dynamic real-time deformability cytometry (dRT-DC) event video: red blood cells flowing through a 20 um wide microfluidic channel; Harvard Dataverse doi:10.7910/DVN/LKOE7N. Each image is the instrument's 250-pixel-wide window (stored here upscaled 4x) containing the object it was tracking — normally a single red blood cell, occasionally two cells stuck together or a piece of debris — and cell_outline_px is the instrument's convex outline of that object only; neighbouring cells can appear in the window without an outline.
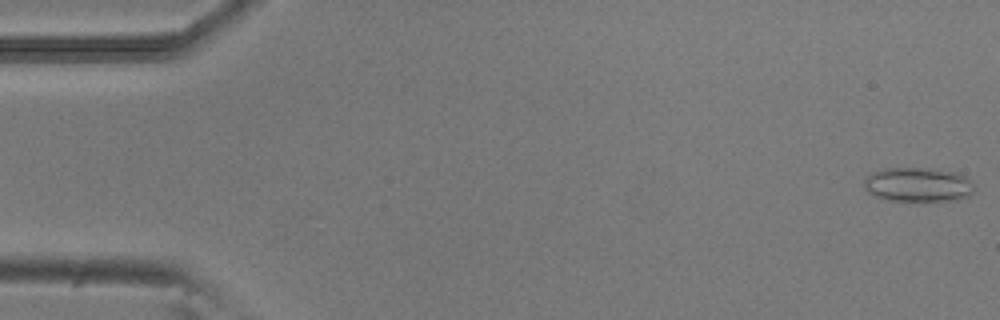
{"species": "common noctule bat (a hibernating species)", "species_latin": "Nyctalus noctula", "temperature_condition": "room temperature", "stored_images_in_passage": 5, "camera_frame_rate_fps": 3000, "um_per_image_px": 0.085, "animal": {"sex": "male", "body_mass_g": 20.5, "forearm_length_mm": 52.5}, "frame": {"image": 1, "passage_image": 1, "time_ms": 0.0, "image_size_px": [1000, 320], "cell_outline_px": [[976, 188], [968, 196], [956, 200], [888, 200], [876, 196], [868, 192], [864, 188], [864, 176], [872, 172], [884, 168], [928, 168], [952, 172], [964, 176], [972, 180]], "centroid_in_image_um": [78.01, 15.68], "position_along_channel_um": 7.0, "area_um2": 22.02}}